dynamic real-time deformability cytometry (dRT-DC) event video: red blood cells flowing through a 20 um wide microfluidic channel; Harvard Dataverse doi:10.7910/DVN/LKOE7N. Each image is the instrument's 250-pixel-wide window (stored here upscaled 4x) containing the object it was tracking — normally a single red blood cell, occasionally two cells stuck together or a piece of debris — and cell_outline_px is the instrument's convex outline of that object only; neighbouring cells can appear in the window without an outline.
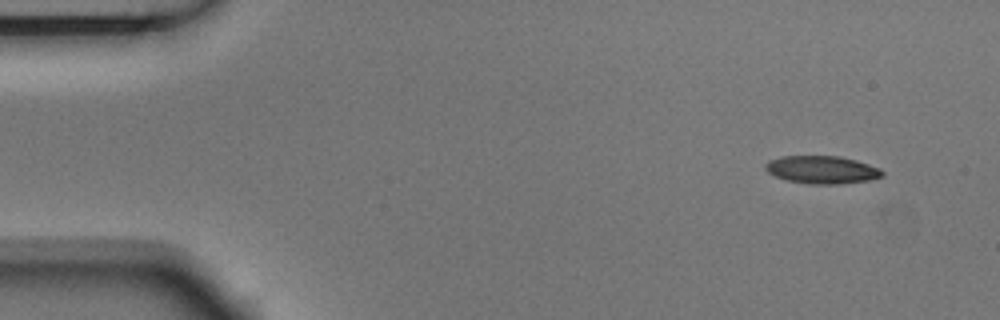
{"species": "Egyptian fruit bat (a non-hibernating species)", "species_latin": "Rousettus aegyptiacus", "temperature_condition": "room temperature", "stored_images_in_passage": 4, "camera_frame_rate_fps": 3000, "um_per_image_px": 0.085, "animal": {"sex": "male"}, "frame": {"image": 1, "passage_image": 1, "time_ms": 0.0, "image_size_px": [1000, 320], "cell_outline_px": [[884, 176], [868, 180], [836, 184], [812, 184], [788, 180], [776, 176], [768, 172], [764, 168], [764, 164], [768, 160], [780, 156], [840, 156], [856, 160], [880, 168], [884, 172]], "centroid_in_image_um": [69.86, 14.41], "position_along_channel_um": 15.1, "area_um2": 18.9}}
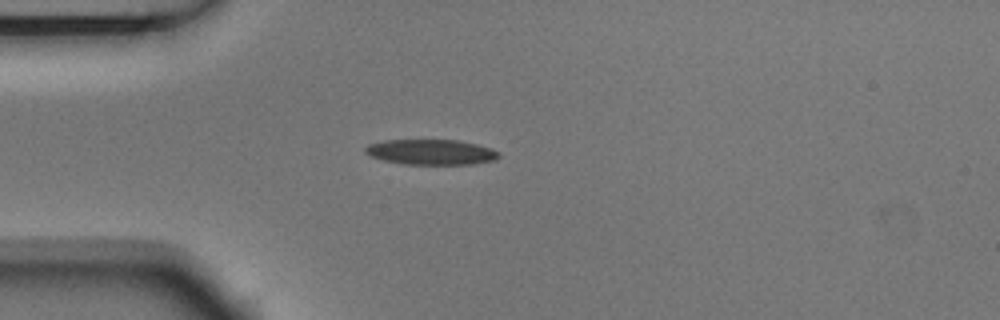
{"frame": {"image": 2, "passage_image": 4, "time_ms": 1.0, "image_size_px": [1000, 320], "cell_outline_px": [[500, 156], [496, 160], [472, 164], [404, 164], [384, 160], [372, 156], [364, 152], [364, 148], [368, 144], [384, 140], [460, 140], [492, 148], [500, 152]], "centroid_in_image_um": [36.67, 12.92], "position_along_channel_um": 48.3, "area_um2": 19.77}}